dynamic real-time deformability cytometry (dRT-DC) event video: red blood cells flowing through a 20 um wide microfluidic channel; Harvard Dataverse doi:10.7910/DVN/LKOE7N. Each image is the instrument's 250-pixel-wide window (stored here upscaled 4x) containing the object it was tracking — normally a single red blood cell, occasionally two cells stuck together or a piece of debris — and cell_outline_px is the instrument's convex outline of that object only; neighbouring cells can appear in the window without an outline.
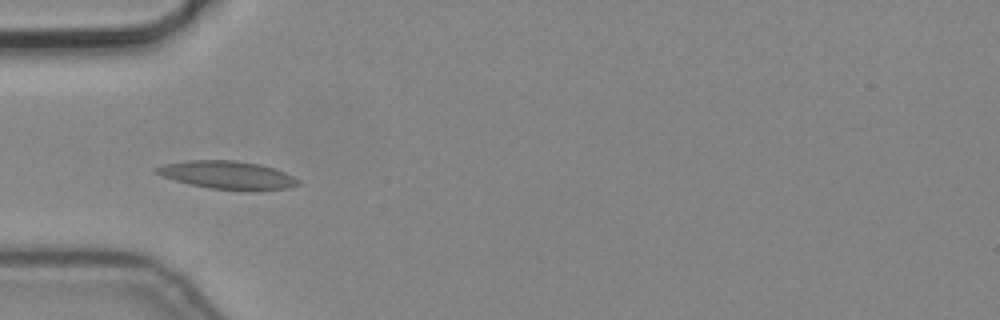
{"species": "common noctule bat (a hibernating species)", "species_latin": "Nyctalus noctula", "temperature_condition": "cold", "stored_images_in_passage": 6, "camera_frame_rate_fps": 3000, "um_per_image_px": 0.085, "animal": {"sex": "male", "body_mass_g": 19.2, "forearm_length_mm": 51.8}, "frame": {"image": 1, "passage_image": 5, "time_ms": 1.333, "image_size_px": [1000, 320], "cell_outline_px": [[300, 184], [288, 188], [212, 188], [188, 184], [152, 172], [152, 168], [164, 164], [188, 160], [232, 160], [260, 164], [284, 172], [300, 180]], "centroid_in_image_um": [19.24, 14.83], "position_along_channel_um": 65.8, "area_um2": 22.31}}
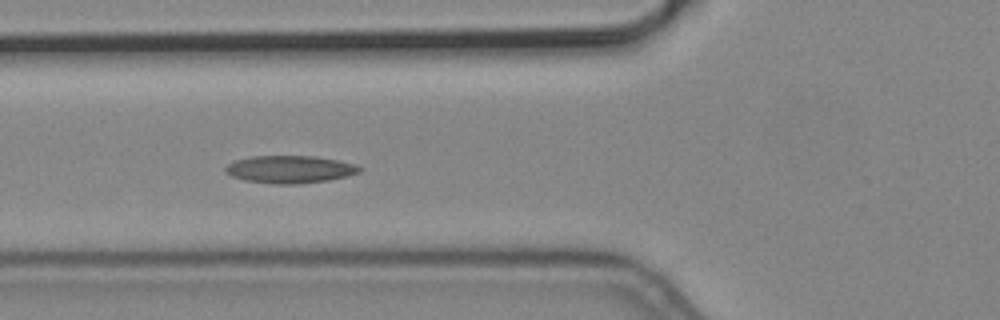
{"frame": {"image": 2, "passage_image": 6, "time_ms": 1.667, "image_size_px": [1000, 320], "cell_outline_px": [[364, 168], [360, 172], [348, 176], [328, 180], [300, 184], [276, 184], [244, 180], [232, 176], [224, 172], [224, 168], [228, 164], [236, 160], [252, 156], [316, 156], [356, 164]], "centroid_in_image_um": [24.66, 14.39], "position_along_channel_um": 101.1, "area_um2": 21.62}}